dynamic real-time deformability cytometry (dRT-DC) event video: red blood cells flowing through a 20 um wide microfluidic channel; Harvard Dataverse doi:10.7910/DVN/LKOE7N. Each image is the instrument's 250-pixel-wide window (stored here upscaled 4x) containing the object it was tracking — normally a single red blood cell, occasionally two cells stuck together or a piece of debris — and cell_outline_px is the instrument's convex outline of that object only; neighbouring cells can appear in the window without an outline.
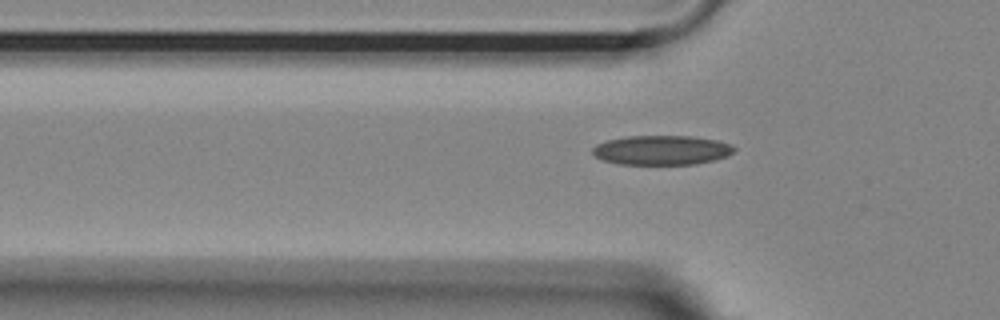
{"species": "Egyptian fruit bat (a non-hibernating species)", "species_latin": "Rousettus aegyptiacus", "temperature_condition": "room temperature", "stored_images_in_passage": 40, "camera_frame_rate_fps": 3000, "um_per_image_px": 0.085, "animal": {"sex": "female"}, "frame": {"image": 1, "passage_image": 6, "time_ms": 1.667, "image_size_px": [1000, 320], "cell_outline_px": [[736, 148], [728, 156], [696, 164], [616, 164], [600, 160], [592, 152], [592, 148], [596, 144], [608, 140], [628, 136], [692, 136], [716, 140], [732, 144]], "centroid_in_image_um": [56.22, 12.76], "position_along_channel_um": 69.6, "area_um2": 24.39}}
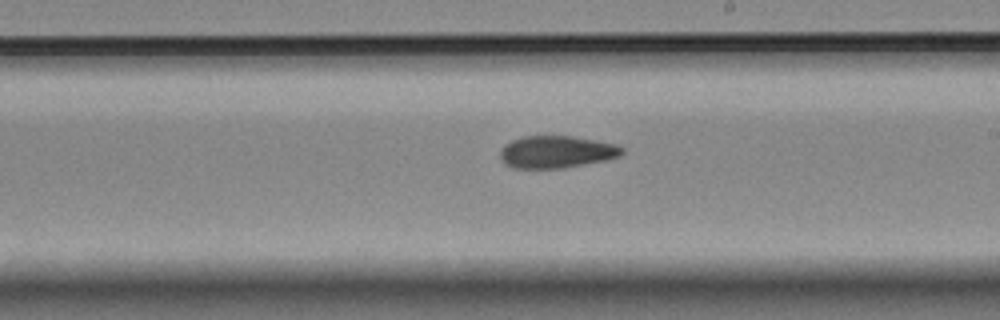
{"frame": {"image": 2, "passage_image": 20, "time_ms": 6.333, "image_size_px": [1000, 320], "cell_outline_px": [[624, 152], [620, 156], [604, 160], [564, 168], [512, 168], [504, 164], [500, 160], [500, 152], [504, 144], [512, 140], [524, 136], [572, 136], [596, 140], [616, 144], [624, 148]], "centroid_in_image_um": [47.28, 12.91], "position_along_channel_um": 241.7, "area_um2": 23.0}}
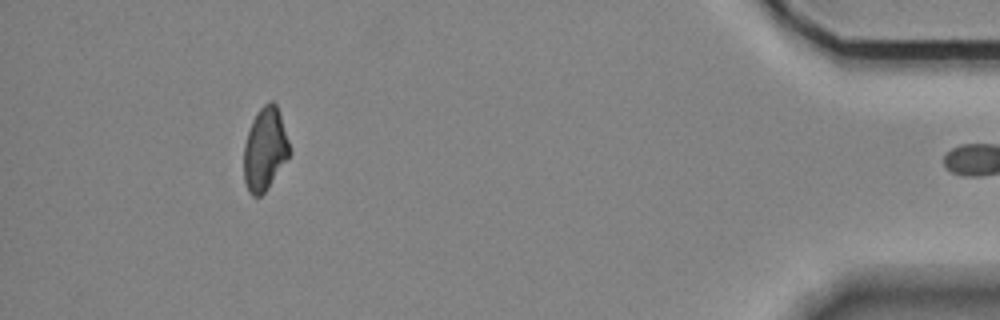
{"frame": {"image": 3, "passage_image": 39, "time_ms": 12.667, "image_size_px": [1000, 320], "cell_outline_px": [[288, 156], [268, 188], [260, 196], [252, 196], [248, 192], [244, 180], [244, 144], [252, 120], [256, 112], [264, 104], [272, 100], [276, 104], [288, 140]], "centroid_in_image_um": [22.48, 12.68], "position_along_channel_um": 412.7, "area_um2": 21.62}, "authors_computed_cell_mechanics": {"area_um2": 23.0333, "velocity_mm_per_s": 3.6594, "shape_relaxation_time_tau1_ms": 4.749, "shape_relaxation_time_tau2_ms": 5.2648, "deformation_change_tau1": 0.1196, "deformation_change_tau2": 0.1112}}